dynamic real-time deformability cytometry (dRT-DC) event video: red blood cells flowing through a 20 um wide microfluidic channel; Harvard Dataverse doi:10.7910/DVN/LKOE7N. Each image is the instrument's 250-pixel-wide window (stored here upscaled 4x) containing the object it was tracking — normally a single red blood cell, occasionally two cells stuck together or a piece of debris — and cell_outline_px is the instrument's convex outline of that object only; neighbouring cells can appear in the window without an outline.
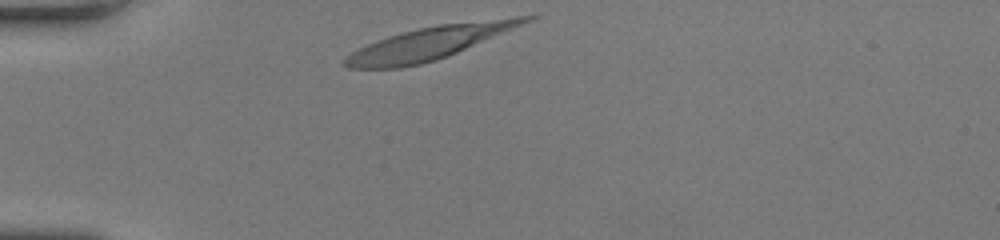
{"species": "human", "species_latin": "Homo sapiens", "temperature_condition": "room temperature", "stored_images_in_passage": 30, "camera_frame_rate_fps": 3000, "um_per_image_px": 0.085, "donor": {"sex": "female"}, "frame": {"image": 1, "passage_image": 1, "time_ms": 0.0, "image_size_px": [1000, 240], "cell_outline_px": [[540, 16], [536, 20], [436, 60], [420, 64], [400, 68], [348, 68], [344, 64], [344, 56], [376, 40], [400, 32], [416, 28], [440, 24], [516, 16]], "centroid_in_image_um": [36.56, 3.63], "position_along_channel_um": 48.4, "area_um2": 34.51}}
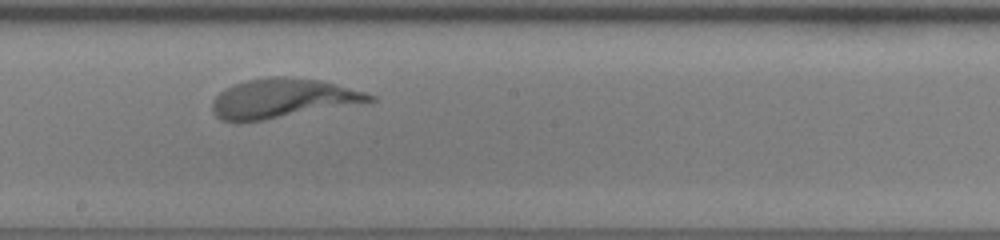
{"frame": {"image": 2, "passage_image": 17, "time_ms": 5.333, "image_size_px": [1000, 240], "cell_outline_px": [[376, 100], [264, 120], [236, 124], [220, 120], [212, 112], [212, 100], [224, 88], [244, 80], [272, 76], [288, 76], [320, 80], [336, 84], [364, 92], [376, 96]], "centroid_in_image_um": [23.91, 8.37], "position_along_channel_um": 224.3, "area_um2": 36.18}}
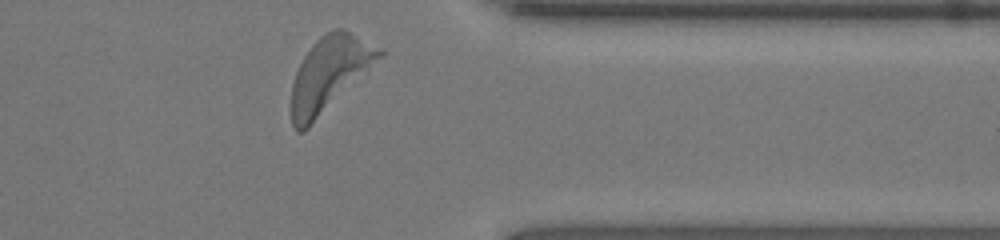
{"frame": {"image": 3, "passage_image": 30, "time_ms": 9.667, "image_size_px": [1000, 240], "cell_outline_px": [[384, 56], [304, 132], [296, 132], [292, 124], [292, 84], [296, 72], [304, 56], [312, 44], [324, 32], [332, 28], [344, 28], [384, 48]], "centroid_in_image_um": [28.04, 6.24], "position_along_channel_um": 383.4, "area_um2": 38.38}}